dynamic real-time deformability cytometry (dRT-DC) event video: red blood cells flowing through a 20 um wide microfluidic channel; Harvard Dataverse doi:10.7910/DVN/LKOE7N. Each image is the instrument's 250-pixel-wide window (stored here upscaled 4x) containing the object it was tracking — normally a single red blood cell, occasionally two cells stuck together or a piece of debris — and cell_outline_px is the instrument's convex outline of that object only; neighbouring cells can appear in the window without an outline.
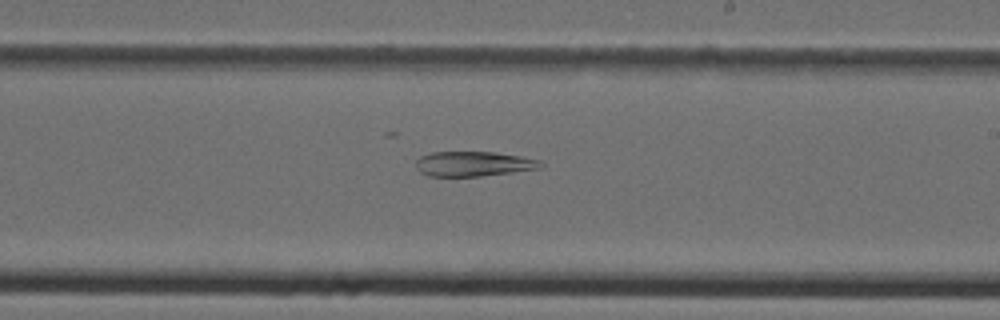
{"species": "Egyptian fruit bat (a non-hibernating species)", "species_latin": "Rousettus aegyptiacus", "temperature_condition": "cold", "stored_images_in_passage": 47, "camera_frame_rate_fps": 3000, "um_per_image_px": 0.085, "animal": {"sex": "female"}, "frame": {"image": 1, "passage_image": 28, "time_ms": 9.0, "image_size_px": [1000, 320], "cell_outline_px": [[544, 164], [540, 168], [512, 172], [480, 176], [428, 176], [420, 172], [416, 168], [416, 160], [420, 156], [432, 152], [496, 152], [520, 156], [540, 160]], "centroid_in_image_um": [40.23, 13.92], "position_along_channel_um": 248.8, "area_um2": 18.09}}
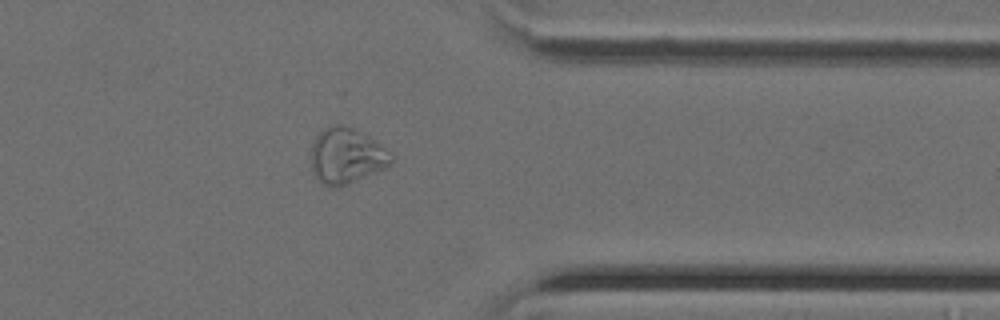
{"frame": {"image": 2, "passage_image": 38, "time_ms": 12.333, "image_size_px": [1000, 320], "cell_outline_px": [[392, 160], [384, 168], [340, 188], [328, 188], [320, 184], [316, 180], [312, 172], [312, 140], [328, 124], [336, 124], [352, 128], [372, 140], [392, 156]], "centroid_in_image_um": [29.34, 13.3], "position_along_channel_um": 382.1, "area_um2": 25.72}}
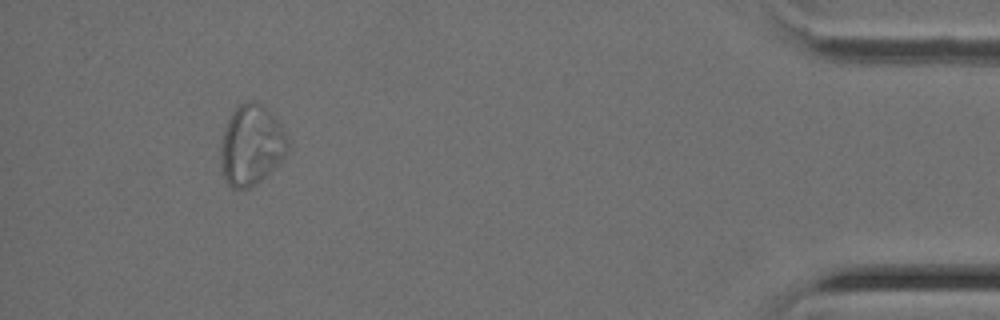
{"frame": {"image": 3, "passage_image": 44, "time_ms": 14.333, "image_size_px": [1000, 320], "cell_outline_px": [[288, 148], [284, 156], [256, 184], [248, 188], [232, 188], [228, 184], [220, 168], [220, 148], [224, 132], [228, 120], [232, 112], [244, 100], [256, 100], [272, 112], [276, 116], [288, 140]], "centroid_in_image_um": [21.35, 12.3], "position_along_channel_um": 413.9, "area_um2": 31.27}}